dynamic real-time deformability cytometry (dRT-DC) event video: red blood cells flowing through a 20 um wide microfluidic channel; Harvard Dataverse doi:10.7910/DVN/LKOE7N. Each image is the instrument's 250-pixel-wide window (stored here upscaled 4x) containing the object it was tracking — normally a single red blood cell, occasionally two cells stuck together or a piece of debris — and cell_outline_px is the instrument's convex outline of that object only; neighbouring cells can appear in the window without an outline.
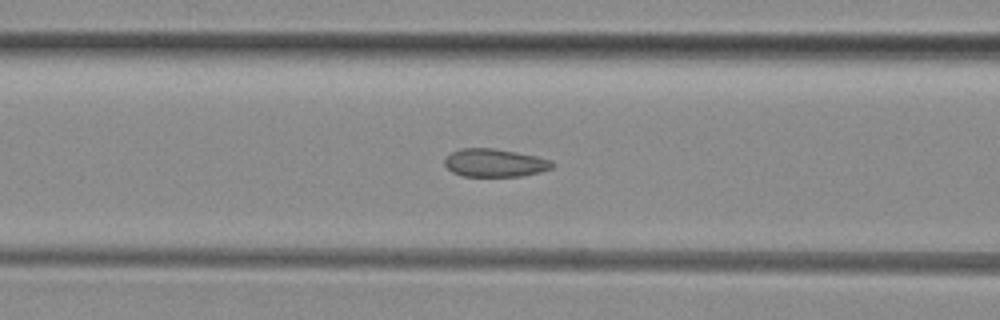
{"species": "common noctule bat (a hibernating species)", "species_latin": "Nyctalus noctula", "temperature_condition": "room temperature", "stored_images_in_passage": 37, "camera_frame_rate_fps": 3000, "um_per_image_px": 0.085, "animal": {"sex": "female", "body_mass_g": 29.2, "forearm_length_mm": 56.3}, "frame": {"image": 1, "passage_image": 6, "time_ms": 1.667, "image_size_px": [1000, 320], "cell_outline_px": [[556, 164], [552, 168], [540, 172], [520, 176], [460, 176], [452, 172], [444, 164], [444, 160], [452, 152], [460, 148], [492, 148], [516, 152], [536, 156], [552, 160]], "centroid_in_image_um": [42.07, 13.84], "position_along_channel_um": 124.5, "area_um2": 17.63}}
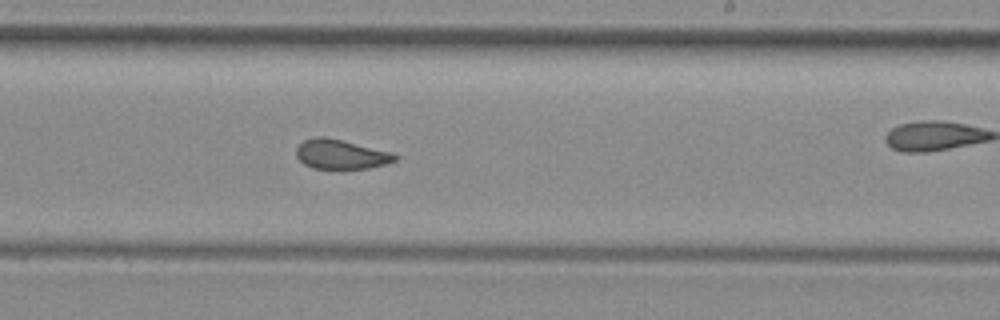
{"frame": {"image": 2, "passage_image": 16, "time_ms": 5.0, "image_size_px": [1000, 320], "cell_outline_px": [[400, 156], [396, 160], [388, 164], [368, 168], [312, 168], [304, 164], [296, 156], [296, 148], [304, 140], [316, 136], [324, 136], [392, 152]], "centroid_in_image_um": [28.99, 13.11], "position_along_channel_um": 260.0, "area_um2": 16.94}}
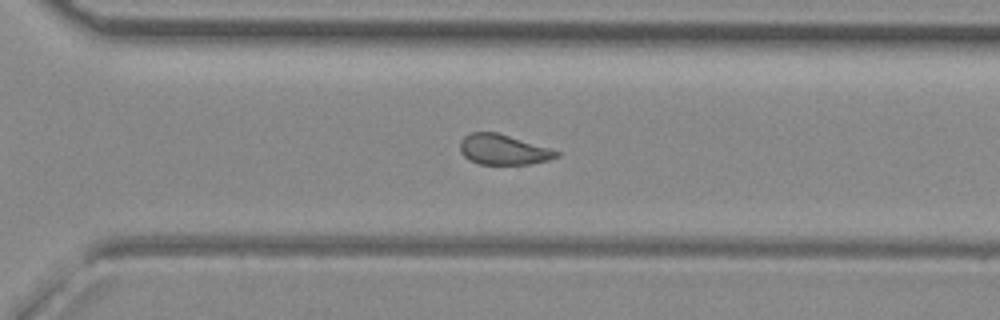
{"frame": {"image": 3, "passage_image": 21, "time_ms": 6.667, "image_size_px": [1000, 320], "cell_outline_px": [[560, 156], [548, 160], [532, 164], [480, 164], [468, 160], [460, 152], [460, 140], [464, 136], [472, 132], [496, 132], [548, 148], [560, 152]], "centroid_in_image_um": [42.74, 12.73], "position_along_channel_um": 327.9, "area_um2": 16.88}, "authors_computed_cell_mechanics": {"area_um2": 17.6868, "velocity_mm_per_s": 4.0754, "shape_relaxation_time_tau1_ms": null, "shape_relaxation_time_tau2_ms": 1.7868, "deformation_change_tau1": null, "deformation_change_tau2": 0.0583}}